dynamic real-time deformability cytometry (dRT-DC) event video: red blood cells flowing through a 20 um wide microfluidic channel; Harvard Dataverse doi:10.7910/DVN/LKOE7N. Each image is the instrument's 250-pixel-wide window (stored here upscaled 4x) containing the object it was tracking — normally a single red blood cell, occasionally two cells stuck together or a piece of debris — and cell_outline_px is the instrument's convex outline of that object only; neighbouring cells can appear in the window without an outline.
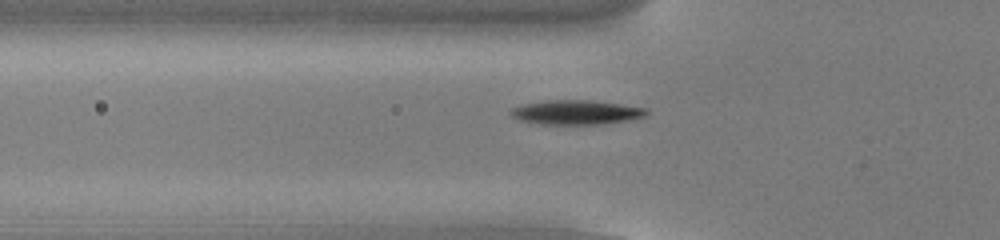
{"species": "common noctule bat (a hibernating species)", "species_latin": "Nyctalus noctula", "temperature_condition": "cold", "stored_images_in_passage": 49, "camera_frame_rate_fps": 3000, "um_per_image_px": 0.085, "animal": {"sex": "male", "body_mass_g": 13.0, "forearm_length_mm": 53.1}, "frame": {"image": 1, "passage_image": 14, "time_ms": 4.333, "image_size_px": [1000, 240], "cell_outline_px": [[648, 116], [636, 120], [604, 124], [540, 124], [520, 120], [512, 116], [508, 112], [512, 108], [524, 104], [544, 100], [588, 100], [648, 108]], "centroid_in_image_um": [49.04, 9.56], "position_along_channel_um": 76.8, "area_um2": 19.54}}
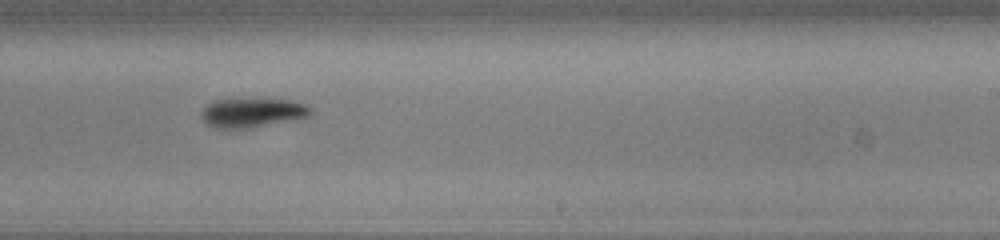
{"frame": {"image": 2, "passage_image": 29, "time_ms": 9.333, "image_size_px": [1000, 240], "cell_outline_px": [[312, 112], [308, 116], [252, 128], [216, 128], [208, 124], [200, 116], [200, 112], [208, 104], [216, 100], [252, 96], [288, 100], [304, 104], [312, 108]], "centroid_in_image_um": [21.42, 9.53], "position_along_channel_um": 267.6, "area_um2": 19.13}}
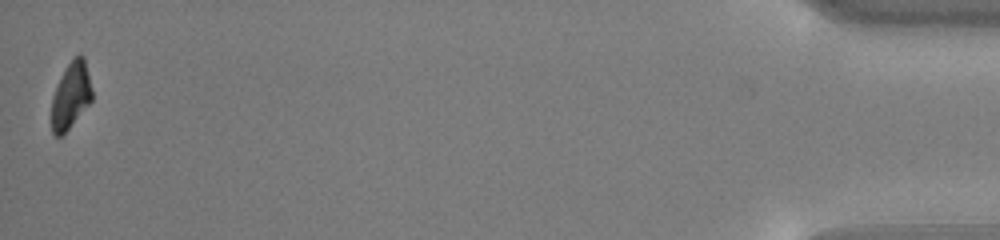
{"frame": {"image": 3, "passage_image": 49, "time_ms": 16.0, "image_size_px": [1000, 240], "cell_outline_px": [[92, 100], [68, 128], [60, 136], [56, 136], [52, 132], [52, 96], [60, 76], [68, 64], [76, 56], [84, 56], [92, 88]], "centroid_in_image_um": [6.02, 8.1], "position_along_channel_um": 429.2, "area_um2": 15.32}, "authors_computed_cell_mechanics": {"area_um2": 17.4556, "velocity_mm_per_s": 3.8273, "shape_relaxation_time_tau1_ms": 1.3897, "shape_relaxation_time_tau2_ms": null, "deformation_change_tau1": 0.1142, "deformation_change_tau2": null}}